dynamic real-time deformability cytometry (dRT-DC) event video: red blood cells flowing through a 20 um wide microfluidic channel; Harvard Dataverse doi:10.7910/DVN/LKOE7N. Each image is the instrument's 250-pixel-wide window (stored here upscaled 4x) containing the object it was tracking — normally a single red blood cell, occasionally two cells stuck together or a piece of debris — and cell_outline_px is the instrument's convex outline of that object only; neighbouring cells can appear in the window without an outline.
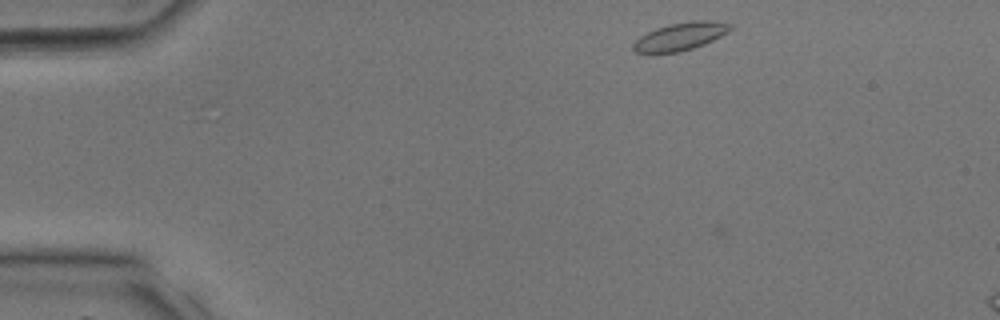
{"species": "common noctule bat (a hibernating species)", "species_latin": "Nyctalus noctula", "temperature_condition": "room temperature", "stored_images_in_passage": 2, "camera_frame_rate_fps": 3000, "um_per_image_px": 0.085, "animal": {"sex": "male", "body_mass_g": 17.9, "forearm_length_mm": 54.2}, "frame": {"image": 1, "passage_image": 1, "time_ms": 0.0, "image_size_px": [1000, 320], "cell_outline_px": [[736, 24], [728, 32], [704, 44], [680, 52], [636, 52], [632, 48], [632, 44], [640, 36], [656, 28], [668, 24], [692, 20], [708, 20]], "centroid_in_image_um": [57.87, 3.07], "position_along_channel_um": 27.1, "area_um2": 15.66}}